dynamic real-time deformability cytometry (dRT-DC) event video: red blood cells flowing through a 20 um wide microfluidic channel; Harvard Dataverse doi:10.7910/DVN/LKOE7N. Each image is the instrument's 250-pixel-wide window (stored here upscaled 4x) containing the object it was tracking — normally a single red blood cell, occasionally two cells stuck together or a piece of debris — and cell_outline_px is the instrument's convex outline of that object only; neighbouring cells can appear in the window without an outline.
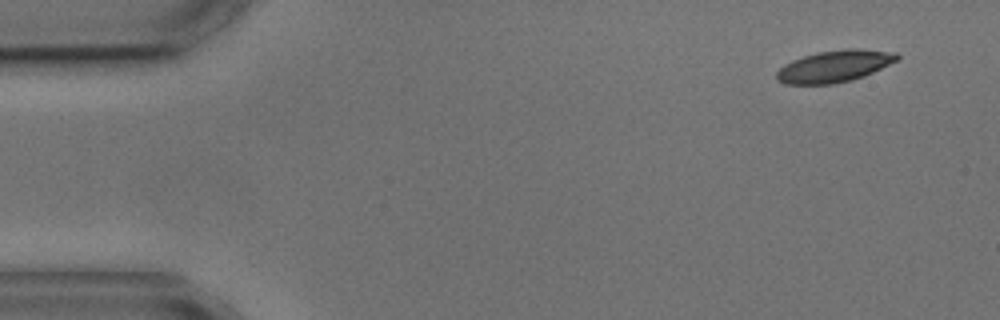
{"species": "common noctule bat (a hibernating species)", "species_latin": "Nyctalus noctula", "temperature_condition": "cold", "stored_images_in_passage": 5, "camera_frame_rate_fps": 3000, "um_per_image_px": 0.085, "animal": {"sex": "male", "body_mass_g": 17.9, "forearm_length_mm": 54.2}, "frame": {"image": 1, "passage_image": 1, "time_ms": 0.0, "image_size_px": [1000, 320], "cell_outline_px": [[900, 56], [896, 60], [864, 76], [852, 80], [832, 84], [784, 84], [776, 80], [776, 72], [784, 64], [792, 60], [816, 52], [848, 48], [856, 48], [896, 52]], "centroid_in_image_um": [70.89, 5.63], "position_along_channel_um": 14.1, "area_um2": 22.31}}
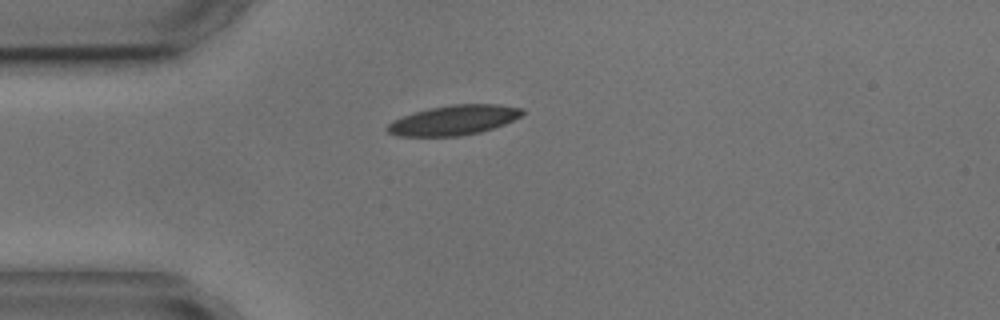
{"frame": {"image": 2, "passage_image": 3, "time_ms": 3.333, "image_size_px": [1000, 320], "cell_outline_px": [[524, 112], [520, 116], [504, 124], [480, 132], [460, 136], [396, 136], [388, 132], [388, 124], [392, 120], [428, 108], [452, 104], [500, 104], [524, 108]], "centroid_in_image_um": [38.59, 10.2], "position_along_channel_um": 46.4, "area_um2": 23.35}}